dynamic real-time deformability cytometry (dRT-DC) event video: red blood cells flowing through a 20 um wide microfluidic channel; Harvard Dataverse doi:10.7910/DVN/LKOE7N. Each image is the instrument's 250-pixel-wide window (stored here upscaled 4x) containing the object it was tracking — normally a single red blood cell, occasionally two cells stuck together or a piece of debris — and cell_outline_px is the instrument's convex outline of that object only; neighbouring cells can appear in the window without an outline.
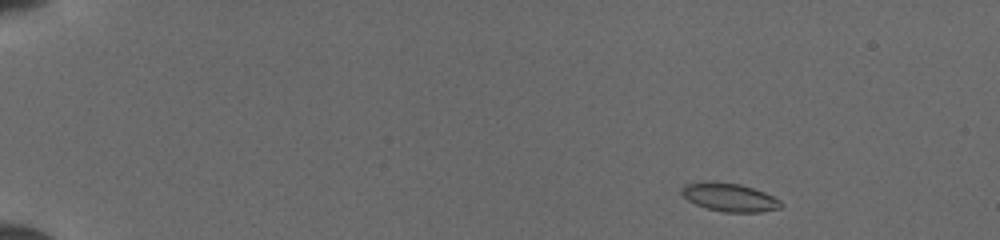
{"species": "common noctule bat (a hibernating species)", "species_latin": "Nyctalus noctula", "temperature_condition": "cold", "stored_images_in_passage": 46, "camera_frame_rate_fps": 3000, "um_per_image_px": 0.085, "animal": {"sex": "female", "body_mass_g": 19.5, "forearm_length_mm": 54.1}, "frame": {"image": 1, "passage_image": 2, "time_ms": 0.333, "image_size_px": [1000, 240], "cell_outline_px": [[784, 204], [780, 208], [760, 212], [724, 212], [708, 208], [696, 204], [688, 200], [680, 192], [680, 188], [684, 184], [704, 180], [740, 184], [764, 192], [780, 200]], "centroid_in_image_um": [61.98, 16.75], "position_along_channel_um": 23.0, "area_um2": 16.47}}
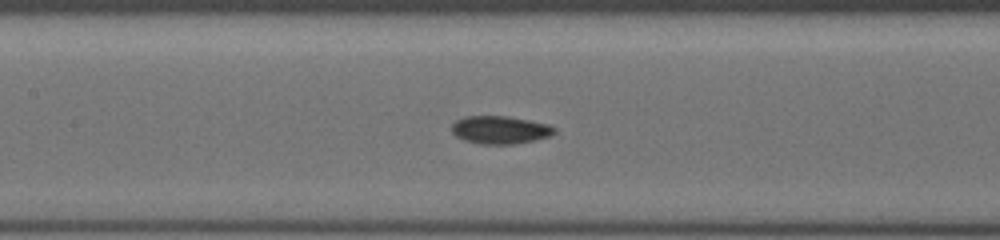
{"frame": {"image": 2, "passage_image": 21, "time_ms": 6.667, "image_size_px": [1000, 240], "cell_outline_px": [[556, 132], [552, 136], [536, 140], [512, 144], [480, 144], [464, 140], [456, 136], [452, 132], [452, 124], [456, 120], [464, 116], [508, 116], [548, 124], [556, 128]], "centroid_in_image_um": [42.52, 11.04], "position_along_channel_um": 164.9, "area_um2": 16.82}}
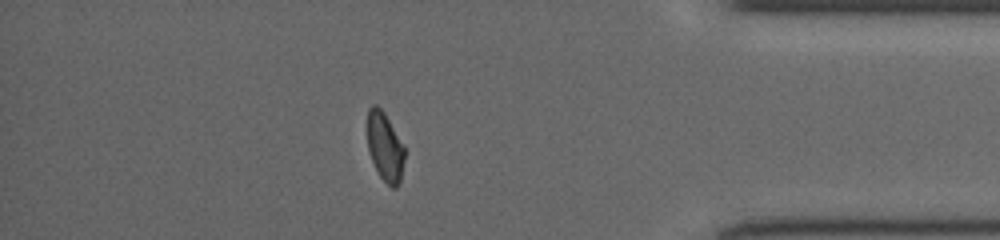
{"frame": {"image": 3, "passage_image": 40, "time_ms": 13.0, "image_size_px": [1000, 240], "cell_outline_px": [[404, 160], [400, 184], [396, 188], [392, 188], [380, 176], [368, 152], [368, 108], [372, 104], [376, 104], [384, 112], [404, 144]], "centroid_in_image_um": [32.73, 12.48], "position_along_channel_um": 402.5, "area_um2": 14.97}}